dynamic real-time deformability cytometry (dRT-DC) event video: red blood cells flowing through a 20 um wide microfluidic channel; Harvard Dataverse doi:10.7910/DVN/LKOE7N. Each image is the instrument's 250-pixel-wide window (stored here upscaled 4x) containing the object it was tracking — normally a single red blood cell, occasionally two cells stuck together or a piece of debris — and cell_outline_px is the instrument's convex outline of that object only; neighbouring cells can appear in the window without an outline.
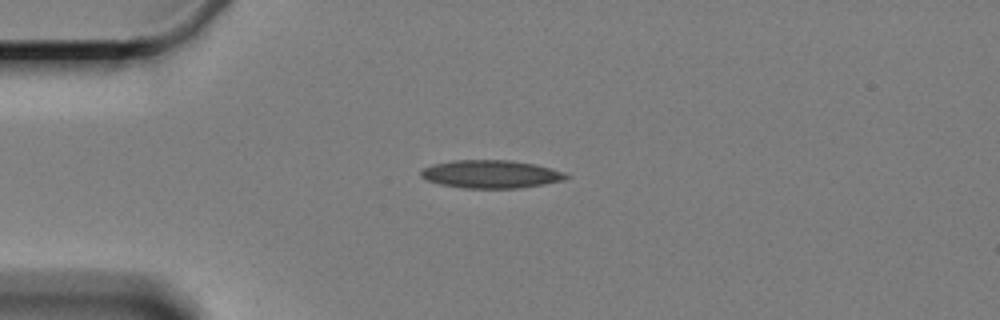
{"species": "Egyptian fruit bat (a non-hibernating species)", "species_latin": "Rousettus aegyptiacus", "temperature_condition": "cold", "stored_images_in_passage": 3, "camera_frame_rate_fps": 3000, "um_per_image_px": 0.085, "animal": {"sex": "female"}, "frame": {"image": 1, "passage_image": 1, "time_ms": 0.0, "image_size_px": [1000, 320], "cell_outline_px": [[568, 176], [564, 180], [520, 188], [464, 188], [440, 184], [428, 180], [420, 176], [420, 172], [424, 168], [432, 164], [452, 160], [512, 160], [532, 164], [548, 168], [560, 172]], "centroid_in_image_um": [41.65, 14.8], "position_along_channel_um": 43.4, "area_um2": 23.35}}
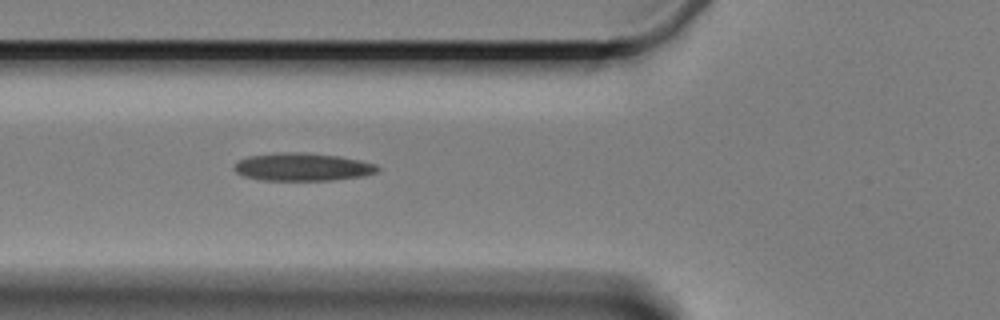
{"frame": {"image": 2, "passage_image": 3, "time_ms": 2.333, "image_size_px": [1000, 320], "cell_outline_px": [[380, 168], [376, 172], [360, 176], [332, 180], [260, 180], [244, 176], [236, 172], [236, 164], [240, 160], [248, 156], [276, 152], [304, 152], [340, 156], [360, 160], [376, 164]], "centroid_in_image_um": [25.72, 14.18], "position_along_channel_um": 100.1, "area_um2": 23.18}}